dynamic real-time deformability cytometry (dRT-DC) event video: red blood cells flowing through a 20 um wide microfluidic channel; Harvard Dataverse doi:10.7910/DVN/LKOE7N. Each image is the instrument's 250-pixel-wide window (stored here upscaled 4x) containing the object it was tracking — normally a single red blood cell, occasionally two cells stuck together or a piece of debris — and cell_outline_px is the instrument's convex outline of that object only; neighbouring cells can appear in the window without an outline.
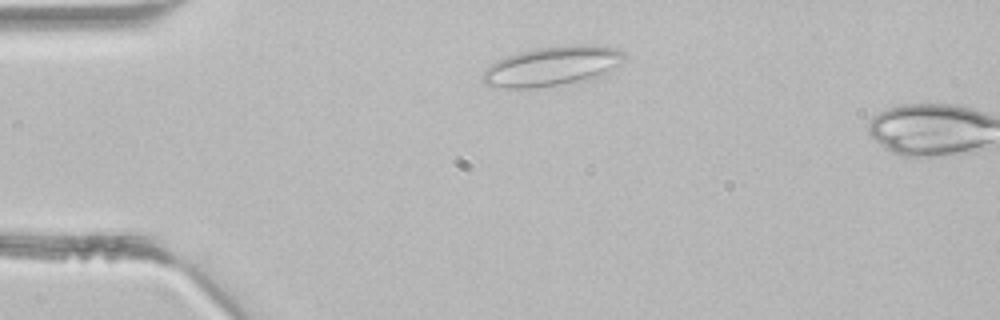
{"species": "common noctule bat (a hibernating species)", "species_latin": "Nyctalus noctula", "temperature_condition": "room temperature", "stored_images_in_passage": 4, "camera_frame_rate_fps": 3000, "um_per_image_px": 0.085, "animal": {"sex": "male", "body_mass_g": 21.5, "forearm_length_mm": 52.0}, "frame": {"image": 1, "passage_image": 2, "time_ms": 0.333, "image_size_px": [1000, 320], "cell_outline_px": [[628, 56], [620, 64], [596, 76], [580, 80], [560, 84], [532, 88], [504, 88], [484, 84], [480, 76], [496, 60], [520, 52], [536, 48], [568, 44], [592, 44], [612, 48], [624, 52]], "centroid_in_image_um": [46.91, 5.6], "position_along_channel_um": 38.1, "area_um2": 32.25}}